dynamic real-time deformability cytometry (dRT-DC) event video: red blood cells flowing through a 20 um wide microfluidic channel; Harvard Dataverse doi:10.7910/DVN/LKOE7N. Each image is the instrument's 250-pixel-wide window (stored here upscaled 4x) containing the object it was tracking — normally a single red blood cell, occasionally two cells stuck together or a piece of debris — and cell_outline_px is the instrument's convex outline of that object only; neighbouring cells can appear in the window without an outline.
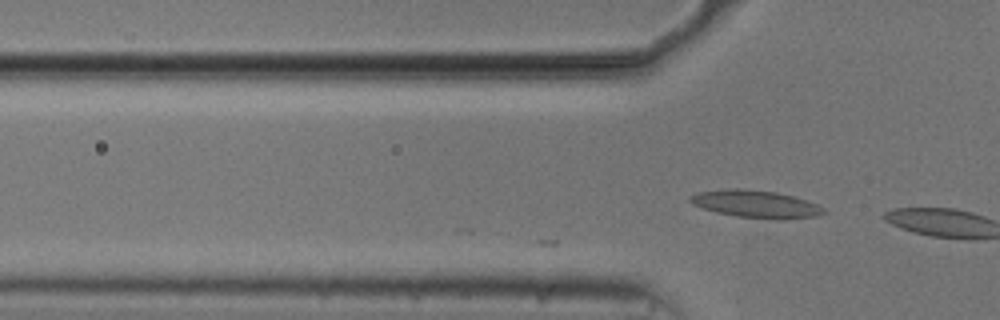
{"species": "common noctule bat (a hibernating species)", "species_latin": "Nyctalus noctula", "temperature_condition": "cold", "stored_images_in_passage": 3, "camera_frame_rate_fps": 3000, "um_per_image_px": 0.085, "animal": {"sex": "male", "body_mass_g": 20.5, "forearm_length_mm": 52.5}, "frame": {"image": 1, "passage_image": 3, "time_ms": 0.667, "image_size_px": [1000, 320], "cell_outline_px": [[828, 212], [816, 216], [784, 220], [776, 220], [736, 216], [716, 212], [692, 204], [688, 200], [688, 196], [696, 192], [736, 188], [744, 188], [776, 192], [792, 196], [816, 204], [824, 208]], "centroid_in_image_um": [64.24, 17.35], "position_along_channel_um": 61.6, "area_um2": 21.5}}